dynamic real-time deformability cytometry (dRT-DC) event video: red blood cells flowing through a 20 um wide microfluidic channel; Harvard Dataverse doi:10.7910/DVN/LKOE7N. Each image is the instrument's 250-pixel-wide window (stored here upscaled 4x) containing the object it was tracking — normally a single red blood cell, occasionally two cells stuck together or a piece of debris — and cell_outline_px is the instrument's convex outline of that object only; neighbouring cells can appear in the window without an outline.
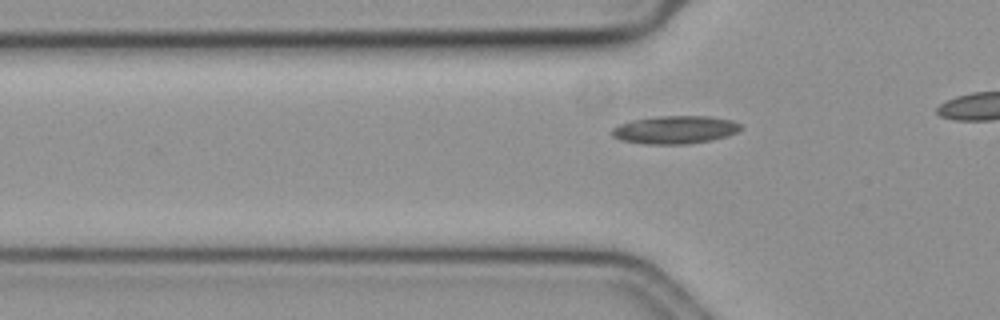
{"species": "common noctule bat (a hibernating species)", "species_latin": "Nyctalus noctula", "temperature_condition": "cold", "stored_images_in_passage": 13, "camera_frame_rate_fps": 3000, "um_per_image_px": 0.085, "animal": {"sex": "female", "body_mass_g": 19.3, "forearm_length_mm": 54.1}, "frame": {"image": 1, "passage_image": 11, "time_ms": 3.333, "image_size_px": [1000, 320], "cell_outline_px": [[744, 128], [728, 136], [712, 140], [688, 144], [644, 144], [620, 140], [612, 136], [612, 128], [620, 124], [632, 120], [660, 116], [708, 116], [732, 120], [740, 124]], "centroid_in_image_um": [57.4, 11.03], "position_along_channel_um": 68.4, "area_um2": 21.1}}